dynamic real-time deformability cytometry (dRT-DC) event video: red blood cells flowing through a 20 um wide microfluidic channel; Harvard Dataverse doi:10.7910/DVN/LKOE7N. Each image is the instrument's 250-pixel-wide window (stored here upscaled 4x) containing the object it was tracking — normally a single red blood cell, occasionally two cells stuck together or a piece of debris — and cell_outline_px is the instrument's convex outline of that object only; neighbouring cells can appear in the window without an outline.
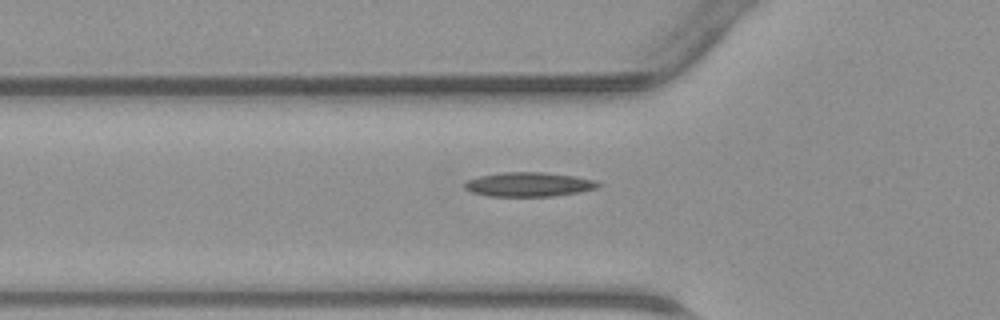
{"species": "common noctule bat (a hibernating species)", "species_latin": "Nyctalus noctula", "temperature_condition": "warm", "stored_images_in_passage": 31, "camera_frame_rate_fps": 3000, "um_per_image_px": 0.085, "animal": {"sex": "male", "body_mass_g": 23.1, "forearm_length_mm": 52.7}, "frame": {"image": 1, "passage_image": 5, "time_ms": 1.333, "image_size_px": [1000, 320], "cell_outline_px": [[604, 184], [596, 188], [580, 192], [552, 196], [488, 196], [472, 192], [464, 188], [464, 184], [468, 180], [480, 176], [504, 172], [544, 172], [576, 176], [596, 180]], "centroid_in_image_um": [45.0, 15.67], "position_along_channel_um": 80.8, "area_um2": 18.96}}
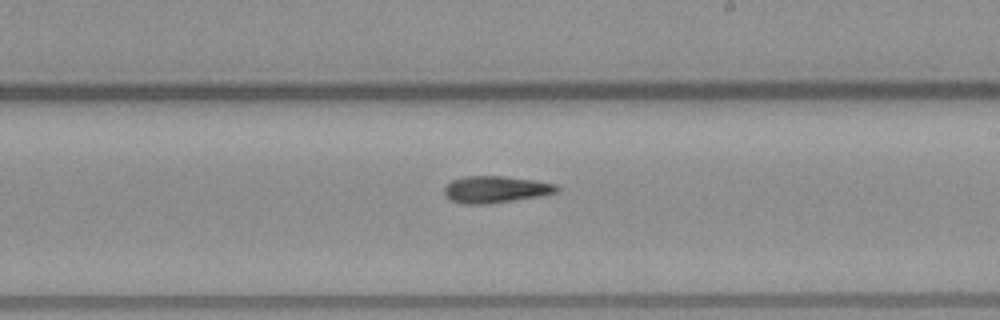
{"frame": {"image": 2, "passage_image": 16, "time_ms": 5.0, "image_size_px": [1000, 320], "cell_outline_px": [[560, 192], [540, 196], [488, 204], [464, 204], [452, 200], [444, 196], [444, 188], [452, 180], [464, 176], [504, 176], [532, 180], [556, 184], [560, 188]], "centroid_in_image_um": [42.14, 16.1], "position_along_channel_um": 246.9, "area_um2": 17.63}}
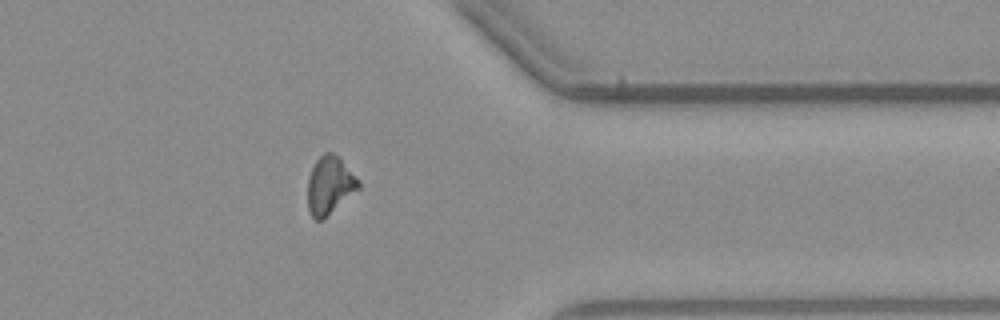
{"frame": {"image": 3, "passage_image": 26, "time_ms": 8.333, "image_size_px": [1000, 320], "cell_outline_px": [[360, 188], [324, 220], [316, 220], [312, 216], [308, 208], [308, 176], [316, 160], [324, 152], [332, 152], [340, 156], [360, 180]], "centroid_in_image_um": [28.05, 15.74], "position_along_channel_um": 383.4, "area_um2": 17.51}}